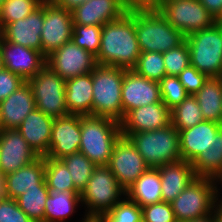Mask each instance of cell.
<instances>
[{
    "instance_id": "cell-40",
    "label": "cell",
    "mask_w": 222,
    "mask_h": 222,
    "mask_svg": "<svg viewBox=\"0 0 222 222\" xmlns=\"http://www.w3.org/2000/svg\"><path fill=\"white\" fill-rule=\"evenodd\" d=\"M159 85L162 102L170 110L179 105L188 96L178 76L166 75L159 81Z\"/></svg>"
},
{
    "instance_id": "cell-31",
    "label": "cell",
    "mask_w": 222,
    "mask_h": 222,
    "mask_svg": "<svg viewBox=\"0 0 222 222\" xmlns=\"http://www.w3.org/2000/svg\"><path fill=\"white\" fill-rule=\"evenodd\" d=\"M45 182L54 192H78L66 165L60 159L45 158Z\"/></svg>"
},
{
    "instance_id": "cell-12",
    "label": "cell",
    "mask_w": 222,
    "mask_h": 222,
    "mask_svg": "<svg viewBox=\"0 0 222 222\" xmlns=\"http://www.w3.org/2000/svg\"><path fill=\"white\" fill-rule=\"evenodd\" d=\"M108 167L125 190L150 168L130 139L122 135L114 145Z\"/></svg>"
},
{
    "instance_id": "cell-22",
    "label": "cell",
    "mask_w": 222,
    "mask_h": 222,
    "mask_svg": "<svg viewBox=\"0 0 222 222\" xmlns=\"http://www.w3.org/2000/svg\"><path fill=\"white\" fill-rule=\"evenodd\" d=\"M221 127L220 123L204 120L191 128L178 131L182 160L192 163L211 146Z\"/></svg>"
},
{
    "instance_id": "cell-38",
    "label": "cell",
    "mask_w": 222,
    "mask_h": 222,
    "mask_svg": "<svg viewBox=\"0 0 222 222\" xmlns=\"http://www.w3.org/2000/svg\"><path fill=\"white\" fill-rule=\"evenodd\" d=\"M126 198V199H125ZM99 222H142L141 207L127 196L120 200Z\"/></svg>"
},
{
    "instance_id": "cell-8",
    "label": "cell",
    "mask_w": 222,
    "mask_h": 222,
    "mask_svg": "<svg viewBox=\"0 0 222 222\" xmlns=\"http://www.w3.org/2000/svg\"><path fill=\"white\" fill-rule=\"evenodd\" d=\"M216 188L214 178L197 176L171 202L176 221L187 222L212 214L217 204Z\"/></svg>"
},
{
    "instance_id": "cell-45",
    "label": "cell",
    "mask_w": 222,
    "mask_h": 222,
    "mask_svg": "<svg viewBox=\"0 0 222 222\" xmlns=\"http://www.w3.org/2000/svg\"><path fill=\"white\" fill-rule=\"evenodd\" d=\"M127 12L136 10H157L163 0H121Z\"/></svg>"
},
{
    "instance_id": "cell-41",
    "label": "cell",
    "mask_w": 222,
    "mask_h": 222,
    "mask_svg": "<svg viewBox=\"0 0 222 222\" xmlns=\"http://www.w3.org/2000/svg\"><path fill=\"white\" fill-rule=\"evenodd\" d=\"M141 209L142 222H177L171 203L161 201Z\"/></svg>"
},
{
    "instance_id": "cell-49",
    "label": "cell",
    "mask_w": 222,
    "mask_h": 222,
    "mask_svg": "<svg viewBox=\"0 0 222 222\" xmlns=\"http://www.w3.org/2000/svg\"><path fill=\"white\" fill-rule=\"evenodd\" d=\"M5 198V176L0 173V200Z\"/></svg>"
},
{
    "instance_id": "cell-20",
    "label": "cell",
    "mask_w": 222,
    "mask_h": 222,
    "mask_svg": "<svg viewBox=\"0 0 222 222\" xmlns=\"http://www.w3.org/2000/svg\"><path fill=\"white\" fill-rule=\"evenodd\" d=\"M126 12L121 0H87L72 10L73 24L103 26L120 19Z\"/></svg>"
},
{
    "instance_id": "cell-7",
    "label": "cell",
    "mask_w": 222,
    "mask_h": 222,
    "mask_svg": "<svg viewBox=\"0 0 222 222\" xmlns=\"http://www.w3.org/2000/svg\"><path fill=\"white\" fill-rule=\"evenodd\" d=\"M190 65L208 77H222V21L185 36Z\"/></svg>"
},
{
    "instance_id": "cell-29",
    "label": "cell",
    "mask_w": 222,
    "mask_h": 222,
    "mask_svg": "<svg viewBox=\"0 0 222 222\" xmlns=\"http://www.w3.org/2000/svg\"><path fill=\"white\" fill-rule=\"evenodd\" d=\"M80 203L79 192L50 191L45 202V222H65Z\"/></svg>"
},
{
    "instance_id": "cell-42",
    "label": "cell",
    "mask_w": 222,
    "mask_h": 222,
    "mask_svg": "<svg viewBox=\"0 0 222 222\" xmlns=\"http://www.w3.org/2000/svg\"><path fill=\"white\" fill-rule=\"evenodd\" d=\"M178 78L188 95H195L209 78L205 73L199 72L194 66L189 65Z\"/></svg>"
},
{
    "instance_id": "cell-35",
    "label": "cell",
    "mask_w": 222,
    "mask_h": 222,
    "mask_svg": "<svg viewBox=\"0 0 222 222\" xmlns=\"http://www.w3.org/2000/svg\"><path fill=\"white\" fill-rule=\"evenodd\" d=\"M43 1L44 0H5L0 5V31L7 24L30 15Z\"/></svg>"
},
{
    "instance_id": "cell-34",
    "label": "cell",
    "mask_w": 222,
    "mask_h": 222,
    "mask_svg": "<svg viewBox=\"0 0 222 222\" xmlns=\"http://www.w3.org/2000/svg\"><path fill=\"white\" fill-rule=\"evenodd\" d=\"M71 173L76 190L81 193L88 183L96 165L80 151L69 154L60 159Z\"/></svg>"
},
{
    "instance_id": "cell-1",
    "label": "cell",
    "mask_w": 222,
    "mask_h": 222,
    "mask_svg": "<svg viewBox=\"0 0 222 222\" xmlns=\"http://www.w3.org/2000/svg\"><path fill=\"white\" fill-rule=\"evenodd\" d=\"M140 54L135 31V11L126 12L120 19L102 26L97 64L132 69Z\"/></svg>"
},
{
    "instance_id": "cell-23",
    "label": "cell",
    "mask_w": 222,
    "mask_h": 222,
    "mask_svg": "<svg viewBox=\"0 0 222 222\" xmlns=\"http://www.w3.org/2000/svg\"><path fill=\"white\" fill-rule=\"evenodd\" d=\"M36 108L33 91L27 81L0 102L1 129L18 128Z\"/></svg>"
},
{
    "instance_id": "cell-11",
    "label": "cell",
    "mask_w": 222,
    "mask_h": 222,
    "mask_svg": "<svg viewBox=\"0 0 222 222\" xmlns=\"http://www.w3.org/2000/svg\"><path fill=\"white\" fill-rule=\"evenodd\" d=\"M72 11L44 1V22L41 31L42 54L47 57L71 41L73 33Z\"/></svg>"
},
{
    "instance_id": "cell-2",
    "label": "cell",
    "mask_w": 222,
    "mask_h": 222,
    "mask_svg": "<svg viewBox=\"0 0 222 222\" xmlns=\"http://www.w3.org/2000/svg\"><path fill=\"white\" fill-rule=\"evenodd\" d=\"M122 135L120 122L101 116H82L79 151L96 166H108L116 141Z\"/></svg>"
},
{
    "instance_id": "cell-10",
    "label": "cell",
    "mask_w": 222,
    "mask_h": 222,
    "mask_svg": "<svg viewBox=\"0 0 222 222\" xmlns=\"http://www.w3.org/2000/svg\"><path fill=\"white\" fill-rule=\"evenodd\" d=\"M157 10L184 36L212 27L217 22L199 0H166Z\"/></svg>"
},
{
    "instance_id": "cell-4",
    "label": "cell",
    "mask_w": 222,
    "mask_h": 222,
    "mask_svg": "<svg viewBox=\"0 0 222 222\" xmlns=\"http://www.w3.org/2000/svg\"><path fill=\"white\" fill-rule=\"evenodd\" d=\"M122 136L130 139L150 168L182 160L179 132L171 123L160 129Z\"/></svg>"
},
{
    "instance_id": "cell-28",
    "label": "cell",
    "mask_w": 222,
    "mask_h": 222,
    "mask_svg": "<svg viewBox=\"0 0 222 222\" xmlns=\"http://www.w3.org/2000/svg\"><path fill=\"white\" fill-rule=\"evenodd\" d=\"M194 97L204 120L222 124V77H209Z\"/></svg>"
},
{
    "instance_id": "cell-44",
    "label": "cell",
    "mask_w": 222,
    "mask_h": 222,
    "mask_svg": "<svg viewBox=\"0 0 222 222\" xmlns=\"http://www.w3.org/2000/svg\"><path fill=\"white\" fill-rule=\"evenodd\" d=\"M25 81L15 73L3 68L0 70V102L12 94Z\"/></svg>"
},
{
    "instance_id": "cell-51",
    "label": "cell",
    "mask_w": 222,
    "mask_h": 222,
    "mask_svg": "<svg viewBox=\"0 0 222 222\" xmlns=\"http://www.w3.org/2000/svg\"><path fill=\"white\" fill-rule=\"evenodd\" d=\"M215 220L216 222H222V215L217 211V209L215 210Z\"/></svg>"
},
{
    "instance_id": "cell-47",
    "label": "cell",
    "mask_w": 222,
    "mask_h": 222,
    "mask_svg": "<svg viewBox=\"0 0 222 222\" xmlns=\"http://www.w3.org/2000/svg\"><path fill=\"white\" fill-rule=\"evenodd\" d=\"M57 6L64 8L66 10L72 11L76 7L85 3L87 0H51Z\"/></svg>"
},
{
    "instance_id": "cell-39",
    "label": "cell",
    "mask_w": 222,
    "mask_h": 222,
    "mask_svg": "<svg viewBox=\"0 0 222 222\" xmlns=\"http://www.w3.org/2000/svg\"><path fill=\"white\" fill-rule=\"evenodd\" d=\"M166 75L178 76L190 65V51L186 40L163 53Z\"/></svg>"
},
{
    "instance_id": "cell-21",
    "label": "cell",
    "mask_w": 222,
    "mask_h": 222,
    "mask_svg": "<svg viewBox=\"0 0 222 222\" xmlns=\"http://www.w3.org/2000/svg\"><path fill=\"white\" fill-rule=\"evenodd\" d=\"M53 122V117L35 108L25 117L16 130L36 154L45 157L50 149Z\"/></svg>"
},
{
    "instance_id": "cell-3",
    "label": "cell",
    "mask_w": 222,
    "mask_h": 222,
    "mask_svg": "<svg viewBox=\"0 0 222 222\" xmlns=\"http://www.w3.org/2000/svg\"><path fill=\"white\" fill-rule=\"evenodd\" d=\"M125 69L122 67L97 65L92 71V116L123 119L122 82Z\"/></svg>"
},
{
    "instance_id": "cell-5",
    "label": "cell",
    "mask_w": 222,
    "mask_h": 222,
    "mask_svg": "<svg viewBox=\"0 0 222 222\" xmlns=\"http://www.w3.org/2000/svg\"><path fill=\"white\" fill-rule=\"evenodd\" d=\"M126 196V190L117 182L108 166H96L80 193L81 204L87 207L85 216L99 220ZM121 198V199H120Z\"/></svg>"
},
{
    "instance_id": "cell-14",
    "label": "cell",
    "mask_w": 222,
    "mask_h": 222,
    "mask_svg": "<svg viewBox=\"0 0 222 222\" xmlns=\"http://www.w3.org/2000/svg\"><path fill=\"white\" fill-rule=\"evenodd\" d=\"M0 50L4 68L24 81L33 78L46 65L42 52L5 41L1 36Z\"/></svg>"
},
{
    "instance_id": "cell-52",
    "label": "cell",
    "mask_w": 222,
    "mask_h": 222,
    "mask_svg": "<svg viewBox=\"0 0 222 222\" xmlns=\"http://www.w3.org/2000/svg\"><path fill=\"white\" fill-rule=\"evenodd\" d=\"M214 179H215L216 184L218 182V184L221 183V186H222V172L218 176H216Z\"/></svg>"
},
{
    "instance_id": "cell-26",
    "label": "cell",
    "mask_w": 222,
    "mask_h": 222,
    "mask_svg": "<svg viewBox=\"0 0 222 222\" xmlns=\"http://www.w3.org/2000/svg\"><path fill=\"white\" fill-rule=\"evenodd\" d=\"M92 72L66 80V107L69 114L92 115Z\"/></svg>"
},
{
    "instance_id": "cell-46",
    "label": "cell",
    "mask_w": 222,
    "mask_h": 222,
    "mask_svg": "<svg viewBox=\"0 0 222 222\" xmlns=\"http://www.w3.org/2000/svg\"><path fill=\"white\" fill-rule=\"evenodd\" d=\"M199 2L217 21H222V0H199Z\"/></svg>"
},
{
    "instance_id": "cell-32",
    "label": "cell",
    "mask_w": 222,
    "mask_h": 222,
    "mask_svg": "<svg viewBox=\"0 0 222 222\" xmlns=\"http://www.w3.org/2000/svg\"><path fill=\"white\" fill-rule=\"evenodd\" d=\"M171 124L178 130L191 128L204 121L197 99L188 95L179 105L170 110Z\"/></svg>"
},
{
    "instance_id": "cell-19",
    "label": "cell",
    "mask_w": 222,
    "mask_h": 222,
    "mask_svg": "<svg viewBox=\"0 0 222 222\" xmlns=\"http://www.w3.org/2000/svg\"><path fill=\"white\" fill-rule=\"evenodd\" d=\"M44 22V1L30 15L7 24L0 36L8 42L42 52L41 31Z\"/></svg>"
},
{
    "instance_id": "cell-17",
    "label": "cell",
    "mask_w": 222,
    "mask_h": 222,
    "mask_svg": "<svg viewBox=\"0 0 222 222\" xmlns=\"http://www.w3.org/2000/svg\"><path fill=\"white\" fill-rule=\"evenodd\" d=\"M82 115L69 114L54 118L52 125L50 149L45 158L61 159L79 151L81 142Z\"/></svg>"
},
{
    "instance_id": "cell-27",
    "label": "cell",
    "mask_w": 222,
    "mask_h": 222,
    "mask_svg": "<svg viewBox=\"0 0 222 222\" xmlns=\"http://www.w3.org/2000/svg\"><path fill=\"white\" fill-rule=\"evenodd\" d=\"M126 196L140 207L162 201L161 177L157 168H149L127 190Z\"/></svg>"
},
{
    "instance_id": "cell-13",
    "label": "cell",
    "mask_w": 222,
    "mask_h": 222,
    "mask_svg": "<svg viewBox=\"0 0 222 222\" xmlns=\"http://www.w3.org/2000/svg\"><path fill=\"white\" fill-rule=\"evenodd\" d=\"M46 65L62 79L91 73L98 65L96 57L72 40L46 57Z\"/></svg>"
},
{
    "instance_id": "cell-53",
    "label": "cell",
    "mask_w": 222,
    "mask_h": 222,
    "mask_svg": "<svg viewBox=\"0 0 222 222\" xmlns=\"http://www.w3.org/2000/svg\"><path fill=\"white\" fill-rule=\"evenodd\" d=\"M4 68L3 66V61H2V55H1V50H0V70Z\"/></svg>"
},
{
    "instance_id": "cell-25",
    "label": "cell",
    "mask_w": 222,
    "mask_h": 222,
    "mask_svg": "<svg viewBox=\"0 0 222 222\" xmlns=\"http://www.w3.org/2000/svg\"><path fill=\"white\" fill-rule=\"evenodd\" d=\"M161 177L162 201L171 203L197 176L191 163L180 160L157 167Z\"/></svg>"
},
{
    "instance_id": "cell-54",
    "label": "cell",
    "mask_w": 222,
    "mask_h": 222,
    "mask_svg": "<svg viewBox=\"0 0 222 222\" xmlns=\"http://www.w3.org/2000/svg\"><path fill=\"white\" fill-rule=\"evenodd\" d=\"M1 113V112H0ZM0 130H1V114H0Z\"/></svg>"
},
{
    "instance_id": "cell-18",
    "label": "cell",
    "mask_w": 222,
    "mask_h": 222,
    "mask_svg": "<svg viewBox=\"0 0 222 222\" xmlns=\"http://www.w3.org/2000/svg\"><path fill=\"white\" fill-rule=\"evenodd\" d=\"M170 123V109L157 102L128 111L120 121V129L122 134H133L160 129Z\"/></svg>"
},
{
    "instance_id": "cell-6",
    "label": "cell",
    "mask_w": 222,
    "mask_h": 222,
    "mask_svg": "<svg viewBox=\"0 0 222 222\" xmlns=\"http://www.w3.org/2000/svg\"><path fill=\"white\" fill-rule=\"evenodd\" d=\"M135 31L141 52L165 53L185 40L158 10H136Z\"/></svg>"
},
{
    "instance_id": "cell-48",
    "label": "cell",
    "mask_w": 222,
    "mask_h": 222,
    "mask_svg": "<svg viewBox=\"0 0 222 222\" xmlns=\"http://www.w3.org/2000/svg\"><path fill=\"white\" fill-rule=\"evenodd\" d=\"M187 222H216L215 220V211L212 214H209L207 216H204L202 218L190 220Z\"/></svg>"
},
{
    "instance_id": "cell-30",
    "label": "cell",
    "mask_w": 222,
    "mask_h": 222,
    "mask_svg": "<svg viewBox=\"0 0 222 222\" xmlns=\"http://www.w3.org/2000/svg\"><path fill=\"white\" fill-rule=\"evenodd\" d=\"M196 176L215 178L222 172V127L213 143L191 163Z\"/></svg>"
},
{
    "instance_id": "cell-15",
    "label": "cell",
    "mask_w": 222,
    "mask_h": 222,
    "mask_svg": "<svg viewBox=\"0 0 222 222\" xmlns=\"http://www.w3.org/2000/svg\"><path fill=\"white\" fill-rule=\"evenodd\" d=\"M39 157L16 129L0 130V173L6 176Z\"/></svg>"
},
{
    "instance_id": "cell-24",
    "label": "cell",
    "mask_w": 222,
    "mask_h": 222,
    "mask_svg": "<svg viewBox=\"0 0 222 222\" xmlns=\"http://www.w3.org/2000/svg\"><path fill=\"white\" fill-rule=\"evenodd\" d=\"M37 187H47L45 182V157L5 176V197L16 199L23 193Z\"/></svg>"
},
{
    "instance_id": "cell-33",
    "label": "cell",
    "mask_w": 222,
    "mask_h": 222,
    "mask_svg": "<svg viewBox=\"0 0 222 222\" xmlns=\"http://www.w3.org/2000/svg\"><path fill=\"white\" fill-rule=\"evenodd\" d=\"M50 190L47 187L31 189L17 197L15 200L21 210L33 222H45V202Z\"/></svg>"
},
{
    "instance_id": "cell-43",
    "label": "cell",
    "mask_w": 222,
    "mask_h": 222,
    "mask_svg": "<svg viewBox=\"0 0 222 222\" xmlns=\"http://www.w3.org/2000/svg\"><path fill=\"white\" fill-rule=\"evenodd\" d=\"M0 222H33L15 199L4 198L0 200Z\"/></svg>"
},
{
    "instance_id": "cell-16",
    "label": "cell",
    "mask_w": 222,
    "mask_h": 222,
    "mask_svg": "<svg viewBox=\"0 0 222 222\" xmlns=\"http://www.w3.org/2000/svg\"><path fill=\"white\" fill-rule=\"evenodd\" d=\"M121 96L123 117L135 108L162 102L159 82L149 80L132 69L124 71Z\"/></svg>"
},
{
    "instance_id": "cell-50",
    "label": "cell",
    "mask_w": 222,
    "mask_h": 222,
    "mask_svg": "<svg viewBox=\"0 0 222 222\" xmlns=\"http://www.w3.org/2000/svg\"><path fill=\"white\" fill-rule=\"evenodd\" d=\"M218 190H220V189L216 188V199H217L216 209L222 215V199L220 200L218 198L219 197Z\"/></svg>"
},
{
    "instance_id": "cell-9",
    "label": "cell",
    "mask_w": 222,
    "mask_h": 222,
    "mask_svg": "<svg viewBox=\"0 0 222 222\" xmlns=\"http://www.w3.org/2000/svg\"><path fill=\"white\" fill-rule=\"evenodd\" d=\"M33 91L36 109L53 118L69 115L66 107V80L45 65L27 81Z\"/></svg>"
},
{
    "instance_id": "cell-36",
    "label": "cell",
    "mask_w": 222,
    "mask_h": 222,
    "mask_svg": "<svg viewBox=\"0 0 222 222\" xmlns=\"http://www.w3.org/2000/svg\"><path fill=\"white\" fill-rule=\"evenodd\" d=\"M132 70L149 80L159 82L166 76L163 53L141 52Z\"/></svg>"
},
{
    "instance_id": "cell-37",
    "label": "cell",
    "mask_w": 222,
    "mask_h": 222,
    "mask_svg": "<svg viewBox=\"0 0 222 222\" xmlns=\"http://www.w3.org/2000/svg\"><path fill=\"white\" fill-rule=\"evenodd\" d=\"M101 34L102 26L74 24L71 40L96 57L101 46Z\"/></svg>"
}]
</instances>
